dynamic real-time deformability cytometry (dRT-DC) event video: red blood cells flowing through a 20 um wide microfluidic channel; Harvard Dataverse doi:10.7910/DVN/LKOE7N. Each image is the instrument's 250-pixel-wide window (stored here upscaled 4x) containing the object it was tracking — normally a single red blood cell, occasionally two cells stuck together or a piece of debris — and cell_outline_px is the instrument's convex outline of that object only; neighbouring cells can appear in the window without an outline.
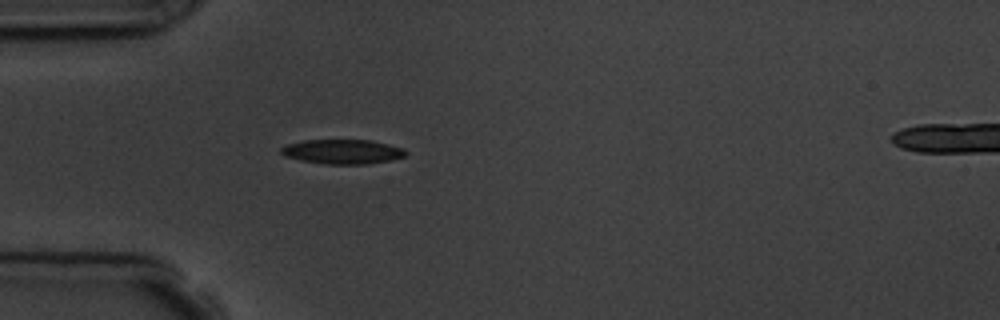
{"species": "common noctule bat (a hibernating species)", "species_latin": "Nyctalus noctula", "temperature_condition": "room temperature", "stored_images_in_passage": 1, "camera_frame_rate_fps": 3000, "um_per_image_px": 0.085, "animal": {"sex": "male", "body_mass_g": 19.5, "forearm_length_mm": 54.6}, "frame": {"image": 1, "passage_image": 1, "time_ms": 0.0, "image_size_px": [1000, 320], "cell_outline_px": [[408, 152], [404, 156], [392, 160], [364, 164], [324, 164], [300, 160], [284, 156], [280, 152], [280, 148], [288, 144], [304, 140], [372, 140], [404, 148]], "centroid_in_image_um": [29.12, 12.89], "position_along_channel_um": 55.9, "area_um2": 17.86}}